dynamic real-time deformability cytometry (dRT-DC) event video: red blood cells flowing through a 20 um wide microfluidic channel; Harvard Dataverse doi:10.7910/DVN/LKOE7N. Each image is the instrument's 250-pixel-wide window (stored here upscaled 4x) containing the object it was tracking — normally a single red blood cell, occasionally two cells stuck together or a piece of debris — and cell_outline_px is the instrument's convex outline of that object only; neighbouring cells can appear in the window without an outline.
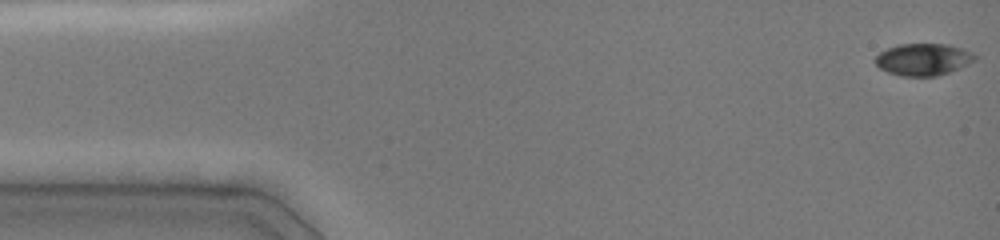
{"species": "common noctule bat (a hibernating species)", "species_latin": "Nyctalus noctula", "temperature_condition": "cold", "stored_images_in_passage": 6, "camera_frame_rate_fps": 3000, "um_per_image_px": 0.085, "animal": {"sex": "female", "body_mass_g": 19.0, "forearm_length_mm": 51.5}, "frame": {"image": 1, "passage_image": 1, "time_ms": 0.0, "image_size_px": [1000, 240], "cell_outline_px": [[976, 60], [960, 68], [936, 76], [900, 76], [888, 72], [880, 68], [876, 64], [876, 56], [880, 52], [888, 48], [900, 44], [948, 44], [964, 48], [972, 52], [976, 56]], "centroid_in_image_um": [78.51, 5.05], "position_along_channel_um": 6.5, "area_um2": 18.55}}
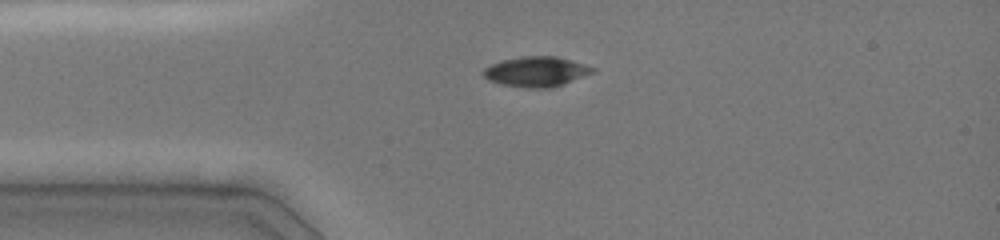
{"frame": {"image": 2, "passage_image": 5, "time_ms": 3.333, "image_size_px": [1000, 240], "cell_outline_px": [[596, 68], [592, 72], [552, 88], [528, 88], [500, 84], [488, 80], [480, 72], [484, 68], [500, 60], [520, 56], [556, 56], [584, 64]], "centroid_in_image_um": [45.51, 6.08], "position_along_channel_um": 39.5, "area_um2": 19.07}}